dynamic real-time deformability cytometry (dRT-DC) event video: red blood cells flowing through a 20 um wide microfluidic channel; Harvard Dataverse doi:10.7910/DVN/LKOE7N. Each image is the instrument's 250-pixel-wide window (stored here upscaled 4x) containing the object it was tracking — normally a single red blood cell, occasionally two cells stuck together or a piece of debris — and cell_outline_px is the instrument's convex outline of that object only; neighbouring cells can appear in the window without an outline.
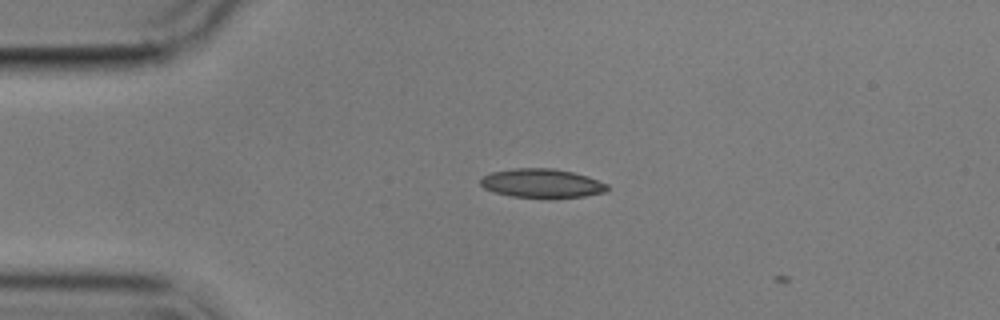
{"species": "common noctule bat (a hibernating species)", "species_latin": "Nyctalus noctula", "temperature_condition": "cold", "stored_images_in_passage": 2, "camera_frame_rate_fps": 3000, "um_per_image_px": 0.085, "animal": {"sex": "male", "body_mass_g": 17.9}, "frame": {"image": 1, "passage_image": 1, "time_ms": 0.0, "image_size_px": [1000, 320], "cell_outline_px": [[608, 188], [604, 192], [584, 196], [548, 200], [512, 196], [496, 192], [484, 188], [480, 184], [480, 180], [484, 176], [492, 172], [512, 168], [552, 168], [572, 172], [588, 176], [608, 184]], "centroid_in_image_um": [46.07, 15.6], "position_along_channel_um": 38.9, "area_um2": 21.79}}